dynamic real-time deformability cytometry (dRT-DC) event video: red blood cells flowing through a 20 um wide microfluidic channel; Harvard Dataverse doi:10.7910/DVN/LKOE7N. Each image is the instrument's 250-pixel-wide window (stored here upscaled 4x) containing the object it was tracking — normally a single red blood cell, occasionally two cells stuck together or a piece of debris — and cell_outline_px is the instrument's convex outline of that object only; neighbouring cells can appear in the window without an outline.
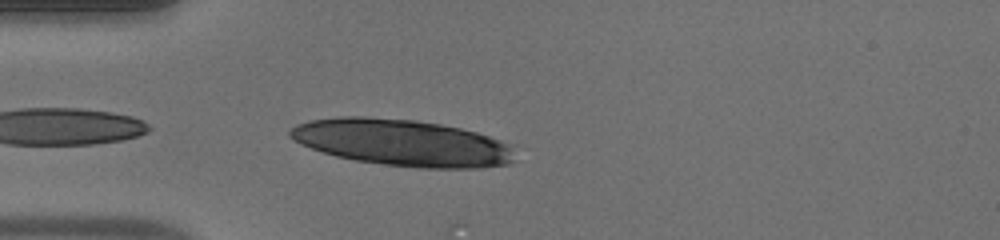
{"species": "human", "species_latin": "Homo sapiens", "temperature_condition": "warm", "stored_images_in_passage": 35, "camera_frame_rate_fps": 3000, "um_per_image_px": 0.085, "donor": {"sex": "male"}, "frame": {"image": 1, "passage_image": 1, "time_ms": 0.0, "image_size_px": [1000, 240], "cell_outline_px": [[516, 144], [512, 160], [508, 164], [480, 168], [420, 168], [356, 160], [336, 156], [300, 144], [292, 140], [288, 136], [288, 132], [296, 124], [308, 120], [340, 116], [364, 116], [416, 120], [440, 124], [460, 128], [476, 132]], "centroid_in_image_um": [34.21, 12.11], "position_along_channel_um": 50.8, "area_um2": 61.38}}